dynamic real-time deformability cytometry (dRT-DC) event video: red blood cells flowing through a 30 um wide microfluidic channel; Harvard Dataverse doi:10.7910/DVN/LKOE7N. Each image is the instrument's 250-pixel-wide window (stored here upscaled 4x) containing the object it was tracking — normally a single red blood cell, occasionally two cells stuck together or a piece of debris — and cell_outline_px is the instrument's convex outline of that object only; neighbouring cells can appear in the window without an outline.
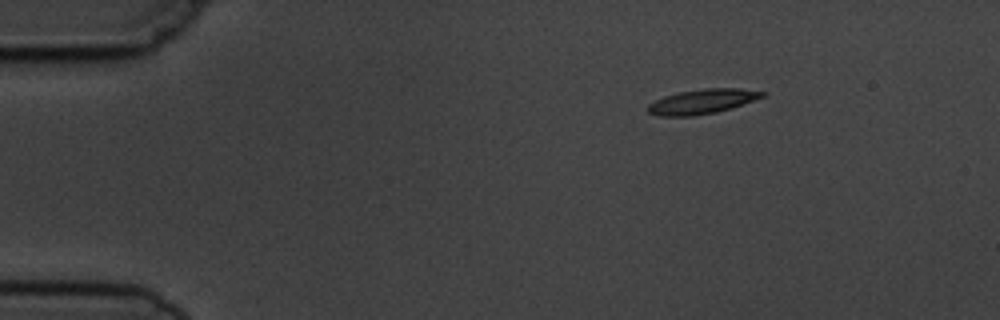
{"species": "common noctule bat (a hibernating species)", "species_latin": "Nyctalus noctula", "temperature_condition": "cold", "stored_images_in_passage": 4, "camera_frame_rate_fps": 3000, "um_per_image_px": 0.085, "animal": {"sex": "male", "body_mass_g": 19.5, "forearm_length_mm": 54.6}, "frame": {"image": 1, "passage_image": 1, "time_ms": 0.0, "image_size_px": [1000, 320], "cell_outline_px": [[768, 92], [764, 96], [732, 108], [716, 112], [692, 116], [660, 116], [648, 112], [648, 104], [664, 96], [680, 92], [704, 88], [740, 88]], "centroid_in_image_um": [59.71, 8.62], "position_along_channel_um": 25.3, "area_um2": 16.36}}
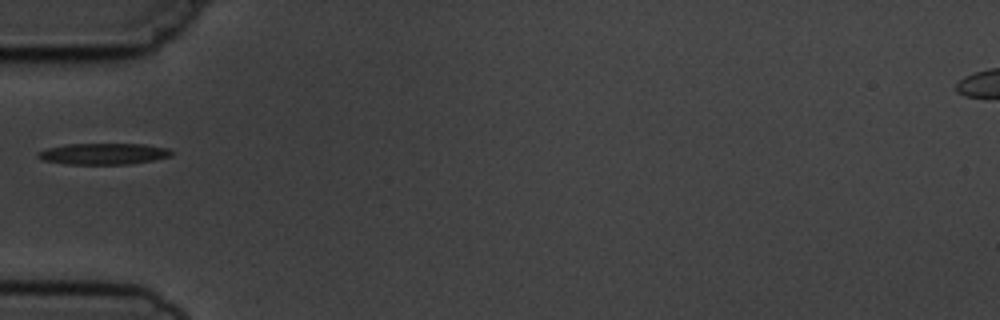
{"frame": {"image": 2, "passage_image": 4, "time_ms": 3.333, "image_size_px": [1000, 320], "cell_outline_px": [[172, 156], [152, 160], [128, 164], [68, 164], [44, 160], [36, 156], [36, 152], [48, 148], [68, 144], [144, 144], [168, 148], [172, 152]], "centroid_in_image_um": [8.79, 13.07], "position_along_channel_um": 76.2, "area_um2": 16.42}}